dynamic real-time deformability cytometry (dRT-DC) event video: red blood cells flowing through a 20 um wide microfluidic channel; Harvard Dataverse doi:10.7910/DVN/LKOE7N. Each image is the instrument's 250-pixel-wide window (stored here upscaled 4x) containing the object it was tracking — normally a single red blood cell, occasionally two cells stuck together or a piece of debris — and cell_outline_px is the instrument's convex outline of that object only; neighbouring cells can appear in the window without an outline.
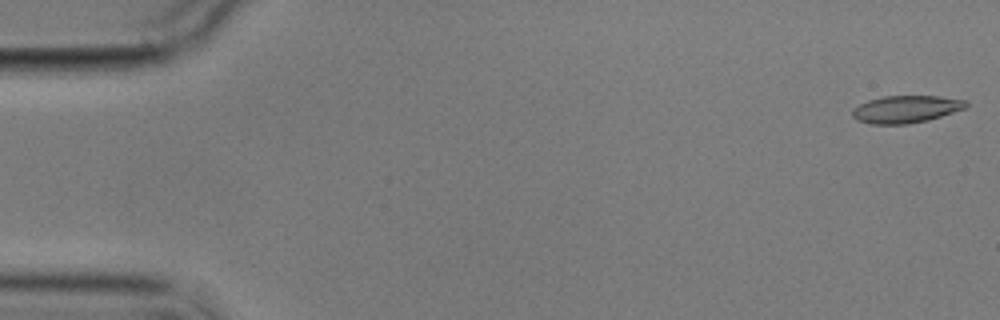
{"species": "common noctule bat (a hibernating species)", "species_latin": "Nyctalus noctula", "temperature_condition": "cold", "stored_images_in_passage": 5, "camera_frame_rate_fps": 3000, "um_per_image_px": 0.085, "animal": {"sex": "male", "body_mass_g": 17.9}, "frame": {"image": 1, "passage_image": 1, "time_ms": 0.0, "image_size_px": [1000, 320], "cell_outline_px": [[968, 104], [964, 108], [928, 120], [908, 124], [868, 124], [856, 120], [852, 116], [852, 108], [868, 100], [884, 96], [940, 96], [968, 100]], "centroid_in_image_um": [76.97, 9.28], "position_along_channel_um": 8.0, "area_um2": 18.15}}